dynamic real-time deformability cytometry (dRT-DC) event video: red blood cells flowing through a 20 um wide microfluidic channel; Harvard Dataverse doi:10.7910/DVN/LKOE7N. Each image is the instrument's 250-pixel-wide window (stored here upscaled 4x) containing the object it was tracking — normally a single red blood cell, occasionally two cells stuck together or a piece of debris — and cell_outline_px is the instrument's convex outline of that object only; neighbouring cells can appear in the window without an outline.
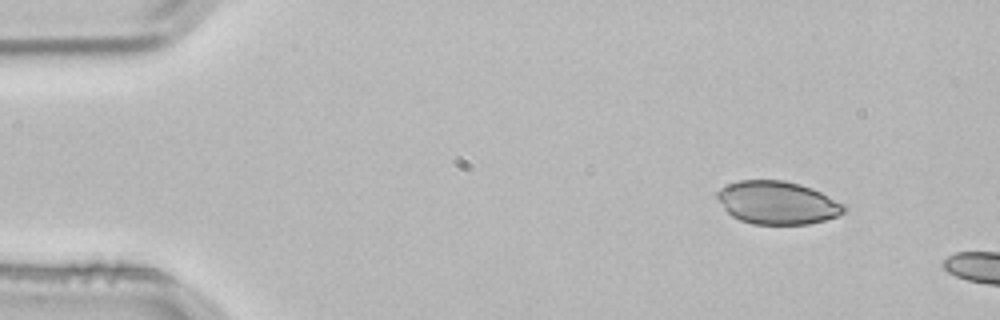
{"species": "common noctule bat (a hibernating species)", "species_latin": "Nyctalus noctula", "temperature_condition": "room temperature", "stored_images_in_passage": 3, "camera_frame_rate_fps": 3000, "um_per_image_px": 0.085, "animal": {"sex": "male", "body_mass_g": 21.5, "forearm_length_mm": 52.0}, "frame": {"image": 1, "passage_image": 1, "time_ms": 0.0, "image_size_px": [1000, 320], "cell_outline_px": [[848, 208], [844, 212], [836, 216], [824, 220], [808, 224], [752, 224], [740, 220], [732, 216], [724, 208], [716, 196], [716, 192], [720, 188], [728, 184], [740, 180], [784, 180], [800, 184], [812, 188], [848, 204]], "centroid_in_image_um": [66.11, 17.22], "position_along_channel_um": 18.9, "area_um2": 32.02}}